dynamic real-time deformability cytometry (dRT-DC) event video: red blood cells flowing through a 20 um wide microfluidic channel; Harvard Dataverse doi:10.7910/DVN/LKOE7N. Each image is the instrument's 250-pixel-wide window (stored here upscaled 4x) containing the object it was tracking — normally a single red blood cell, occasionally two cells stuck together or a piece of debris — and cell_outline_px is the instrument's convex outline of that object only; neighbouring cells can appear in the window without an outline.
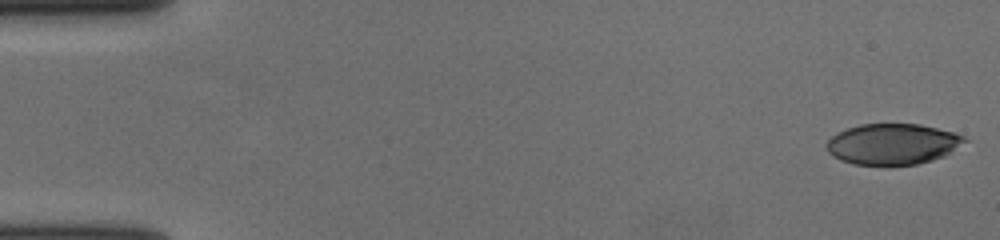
{"species": "human", "species_latin": "Homo sapiens", "temperature_condition": "cold", "stored_images_in_passage": 56, "camera_frame_rate_fps": 3000, "um_per_image_px": 0.085, "donor": {"sex": "female"}, "frame": {"image": 1, "passage_image": 1, "time_ms": 0.0, "image_size_px": [1000, 240], "cell_outline_px": [[968, 140], [944, 156], [932, 160], [916, 164], [888, 168], [852, 164], [840, 160], [832, 156], [828, 152], [824, 144], [836, 132], [860, 124], [920, 124], [952, 132], [964, 136]], "centroid_in_image_um": [75.81, 12.28], "position_along_channel_um": 9.2, "area_um2": 33.64}}
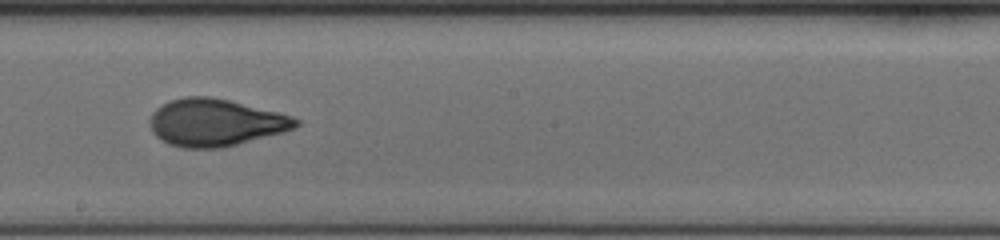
{"frame": {"image": 2, "passage_image": 32, "time_ms": 10.333, "image_size_px": [1000, 240], "cell_outline_px": [[300, 124], [296, 128], [284, 132], [220, 148], [184, 148], [168, 144], [156, 136], [152, 132], [152, 112], [156, 108], [172, 100], [184, 96], [208, 96], [228, 100], [280, 112], [292, 116], [300, 120]], "centroid_in_image_um": [18.35, 10.41], "position_along_channel_um": 229.9, "area_um2": 40.0}}
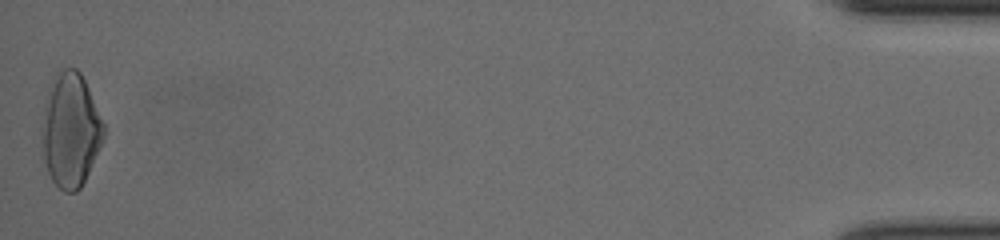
{"frame": {"image": 3, "passage_image": 56, "time_ms": 18.333, "image_size_px": [1000, 240], "cell_outline_px": [[104, 140], [80, 188], [76, 192], [64, 192], [52, 180], [48, 172], [44, 160], [40, 132], [44, 104], [48, 92], [56, 76], [64, 68], [76, 68], [80, 72], [84, 80], [104, 124]], "centroid_in_image_um": [5.98, 11.09], "position_along_channel_um": 429.2, "area_um2": 40.69}, "authors_computed_cell_mechanics": {"area_um2": 38.148, "velocity_mm_per_s": 3.6955, "shape_relaxation_time_tau1_ms": 5.0228, "shape_relaxation_time_tau2_ms": 0.9042, "deformation_change_tau1": 0.1818, "deformation_change_tau2": 0.06}}